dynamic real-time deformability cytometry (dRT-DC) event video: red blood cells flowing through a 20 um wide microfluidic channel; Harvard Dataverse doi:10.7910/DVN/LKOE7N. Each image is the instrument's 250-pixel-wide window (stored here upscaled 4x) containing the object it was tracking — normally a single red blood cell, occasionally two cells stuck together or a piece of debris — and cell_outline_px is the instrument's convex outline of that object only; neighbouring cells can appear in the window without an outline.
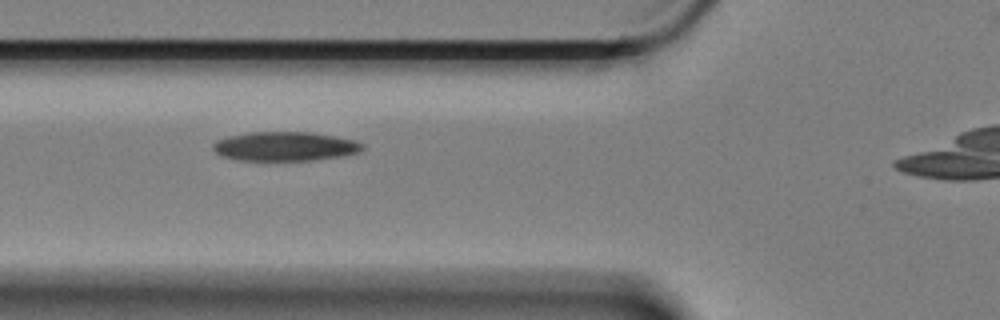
{"species": "Egyptian fruit bat (a non-hibernating species)", "species_latin": "Rousettus aegyptiacus", "temperature_condition": "cold", "stored_images_in_passage": 7, "camera_frame_rate_fps": 3000, "um_per_image_px": 0.085, "animal": {"sex": "female"}, "frame": {"image": 1, "passage_image": 4, "time_ms": 1.0, "image_size_px": [1000, 320], "cell_outline_px": [[364, 148], [360, 152], [344, 156], [312, 160], [236, 160], [224, 156], [216, 152], [212, 148], [212, 144], [216, 140], [228, 136], [252, 132], [312, 132], [336, 136], [356, 140], [364, 144]], "centroid_in_image_um": [24.27, 12.43], "position_along_channel_um": 101.5, "area_um2": 25.55}}
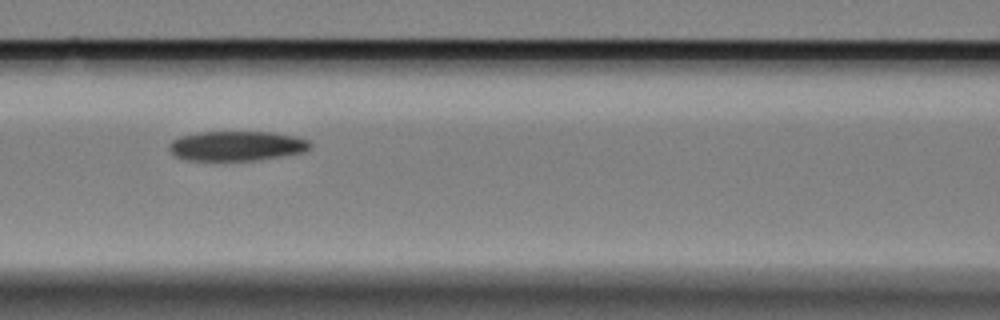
{"frame": {"image": 2, "passage_image": 5, "time_ms": 1.333, "image_size_px": [1000, 320], "cell_outline_px": [[312, 148], [304, 152], [256, 160], [188, 160], [176, 156], [168, 148], [168, 144], [172, 140], [180, 136], [196, 132], [272, 132], [296, 136], [308, 140], [312, 144]], "centroid_in_image_um": [20.13, 12.39], "position_along_channel_um": 146.5, "area_um2": 24.51}}
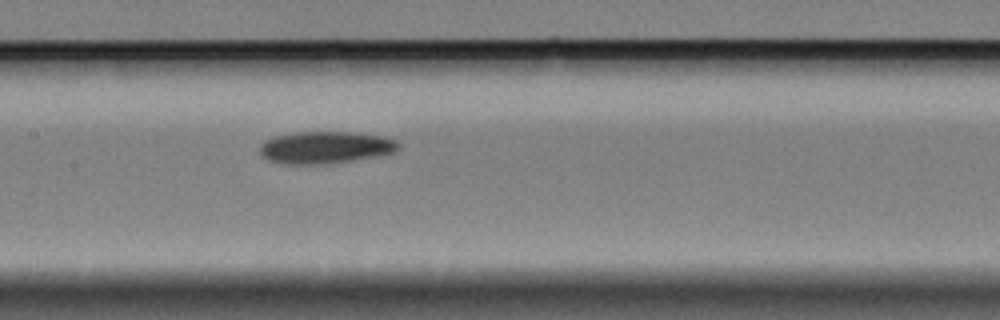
{"frame": {"image": 3, "passage_image": 6, "time_ms": 1.667, "image_size_px": [1000, 320], "cell_outline_px": [[400, 148], [392, 152], [372, 156], [348, 160], [316, 164], [284, 164], [268, 160], [260, 152], [260, 144], [264, 140], [276, 136], [296, 132], [352, 132], [384, 136], [396, 140], [400, 144]], "centroid_in_image_um": [27.62, 12.51], "position_along_channel_um": 179.8, "area_um2": 25.55}}